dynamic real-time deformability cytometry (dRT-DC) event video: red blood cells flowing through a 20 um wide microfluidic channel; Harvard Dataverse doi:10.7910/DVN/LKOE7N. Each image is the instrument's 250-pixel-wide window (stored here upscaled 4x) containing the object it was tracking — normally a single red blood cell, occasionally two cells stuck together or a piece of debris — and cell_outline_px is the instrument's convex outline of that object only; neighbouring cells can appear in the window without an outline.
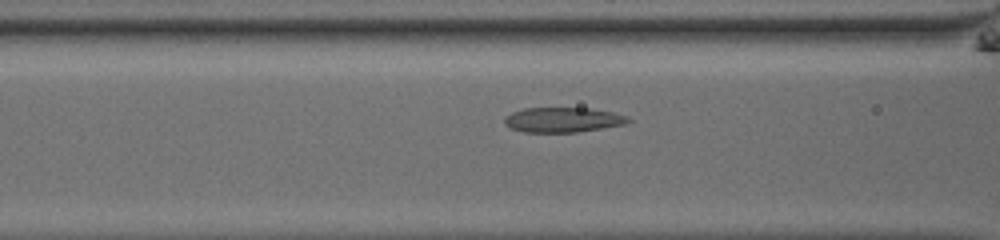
{"species": "common noctule bat (a hibernating species)", "species_latin": "Nyctalus noctula", "temperature_condition": "room temperature", "stored_images_in_passage": 31, "camera_frame_rate_fps": 3000, "um_per_image_px": 0.085, "animal": {"sex": "male", "body_mass_g": 13.0, "forearm_length_mm": 53.1}, "frame": {"image": 1, "passage_image": 7, "time_ms": 2.0, "image_size_px": [1000, 240], "cell_outline_px": [[632, 120], [624, 124], [576, 132], [524, 132], [512, 128], [504, 124], [504, 116], [512, 112], [524, 108], [588, 108], [612, 112], [628, 116]], "centroid_in_image_um": [47.82, 10.18], "position_along_channel_um": 118.8, "area_um2": 17.86}}
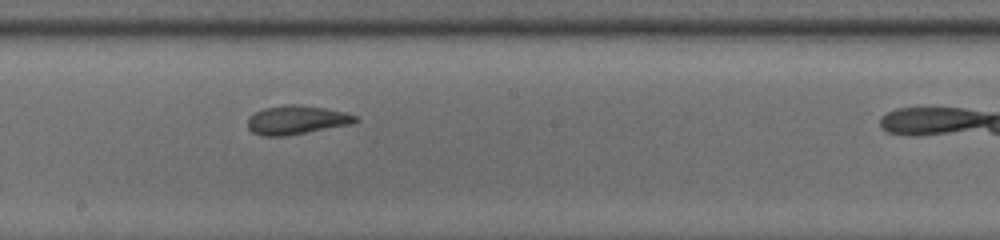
{"frame": {"image": 2, "passage_image": 15, "time_ms": 4.667, "image_size_px": [1000, 240], "cell_outline_px": [[360, 120], [352, 124], [284, 136], [260, 136], [252, 132], [248, 128], [248, 116], [264, 108], [288, 104], [296, 104], [324, 108], [344, 112], [356, 116]], "centroid_in_image_um": [25.19, 10.2], "position_along_channel_um": 223.0, "area_um2": 18.03}}
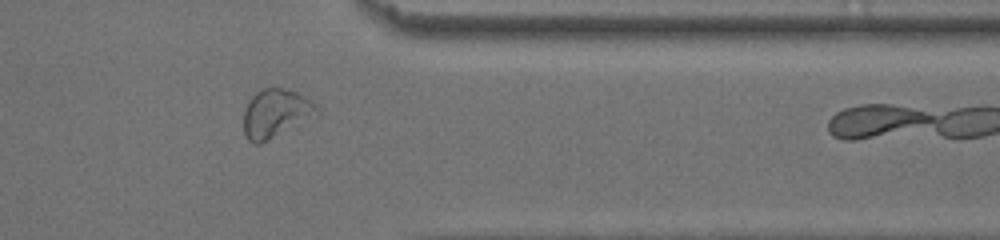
{"frame": {"image": 3, "passage_image": 28, "time_ms": 9.0, "image_size_px": [1000, 240], "cell_outline_px": [[320, 112], [268, 140], [260, 144], [256, 144], [248, 140], [244, 132], [244, 108], [248, 100], [256, 92], [264, 88], [284, 88], [296, 92], [304, 96], [316, 104], [320, 108]], "centroid_in_image_um": [23.4, 9.61], "position_along_channel_um": 388.0, "area_um2": 20.4}}